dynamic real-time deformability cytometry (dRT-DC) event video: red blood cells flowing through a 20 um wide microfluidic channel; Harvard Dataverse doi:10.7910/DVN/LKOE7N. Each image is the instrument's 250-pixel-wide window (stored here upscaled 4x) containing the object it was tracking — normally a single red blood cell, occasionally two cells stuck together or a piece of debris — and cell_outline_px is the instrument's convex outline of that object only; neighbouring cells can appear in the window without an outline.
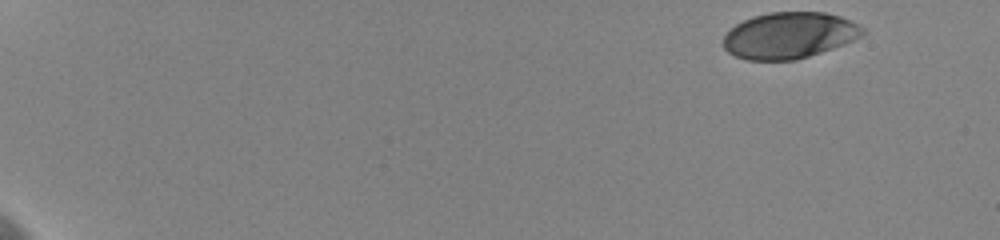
{"species": "human", "species_latin": "Homo sapiens", "temperature_condition": "cold", "stored_images_in_passage": 6, "camera_frame_rate_fps": 3000, "um_per_image_px": 0.085, "donor": {"sex": "female"}, "frame": {"image": 1, "passage_image": 1, "time_ms": 0.0, "image_size_px": [1000, 240], "cell_outline_px": [[864, 32], [860, 36], [844, 44], [796, 60], [748, 60], [736, 56], [728, 52], [724, 48], [724, 36], [736, 24], [752, 16], [768, 12], [824, 12], [840, 16], [864, 28]], "centroid_in_image_um": [67.06, 3.0], "position_along_channel_um": 17.9, "area_um2": 37.22}}